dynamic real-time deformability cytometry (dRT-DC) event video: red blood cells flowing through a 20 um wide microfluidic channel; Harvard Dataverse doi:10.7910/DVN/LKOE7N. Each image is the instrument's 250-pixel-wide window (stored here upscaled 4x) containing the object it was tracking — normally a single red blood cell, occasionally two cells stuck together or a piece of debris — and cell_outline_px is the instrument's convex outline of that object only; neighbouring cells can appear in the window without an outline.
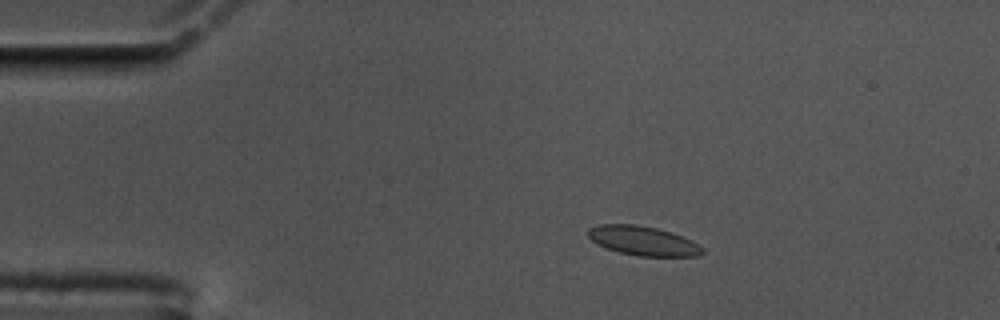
{"species": "common noctule bat (a hibernating species)", "species_latin": "Nyctalus noctula", "temperature_condition": "cold", "stored_images_in_passage": 59, "camera_frame_rate_fps": 3000, "um_per_image_px": 0.085, "animal": {"sex": "male", "body_mass_g": 17.5, "forearm_length_mm": 52.3}, "frame": {"image": 1, "passage_image": 10, "time_ms": 3.0, "image_size_px": [1000, 320], "cell_outline_px": [[704, 252], [700, 256], [636, 256], [620, 252], [596, 244], [588, 236], [588, 228], [600, 224], [636, 224], [656, 228], [672, 232], [692, 240], [704, 248]], "centroid_in_image_um": [54.68, 20.47], "position_along_channel_um": 30.3, "area_um2": 19.59}}
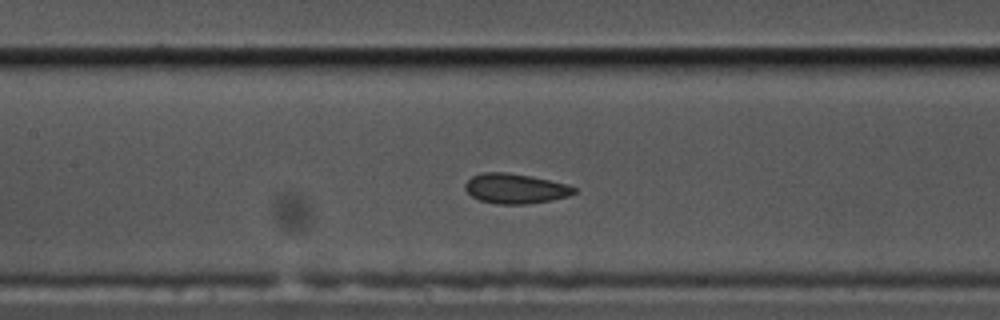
{"frame": {"image": 2, "passage_image": 26, "time_ms": 8.333, "image_size_px": [1000, 320], "cell_outline_px": [[576, 192], [568, 196], [552, 200], [528, 204], [496, 204], [480, 200], [472, 196], [464, 188], [464, 184], [472, 176], [484, 172], [504, 172], [532, 176], [568, 184], [576, 188]], "centroid_in_image_um": [43.81, 16.03], "position_along_channel_um": 163.6, "area_um2": 19.07}}
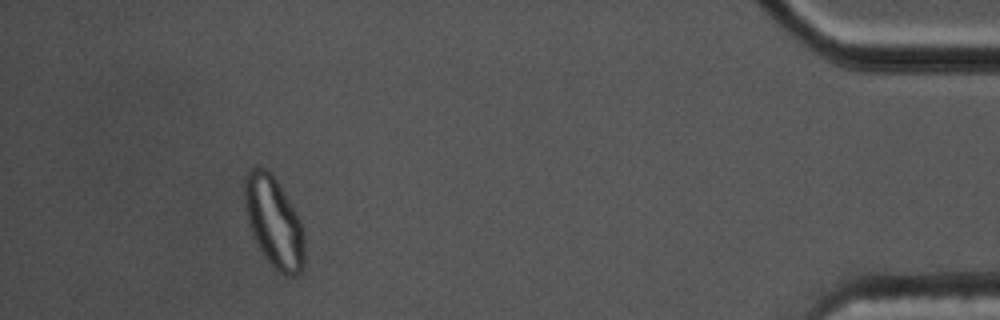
{"frame": {"image": 3, "passage_image": 53, "time_ms": 17.333, "image_size_px": [1000, 320], "cell_outline_px": [[304, 268], [300, 272], [292, 276], [288, 276], [280, 272], [264, 256], [252, 236], [248, 224], [244, 208], [244, 176], [252, 168], [264, 168], [276, 180], [300, 220], [304, 236]], "centroid_in_image_um": [23.26, 18.9], "position_along_channel_um": 411.9, "area_um2": 31.33}, "authors_computed_cell_mechanics": {"area_um2": 19.1318, "velocity_mm_per_s": 3.4422, "shape_relaxation_time_tau1_ms": null, "shape_relaxation_time_tau2_ms": 1.1298, "deformation_change_tau1": null, "deformation_change_tau2": 0.068}}